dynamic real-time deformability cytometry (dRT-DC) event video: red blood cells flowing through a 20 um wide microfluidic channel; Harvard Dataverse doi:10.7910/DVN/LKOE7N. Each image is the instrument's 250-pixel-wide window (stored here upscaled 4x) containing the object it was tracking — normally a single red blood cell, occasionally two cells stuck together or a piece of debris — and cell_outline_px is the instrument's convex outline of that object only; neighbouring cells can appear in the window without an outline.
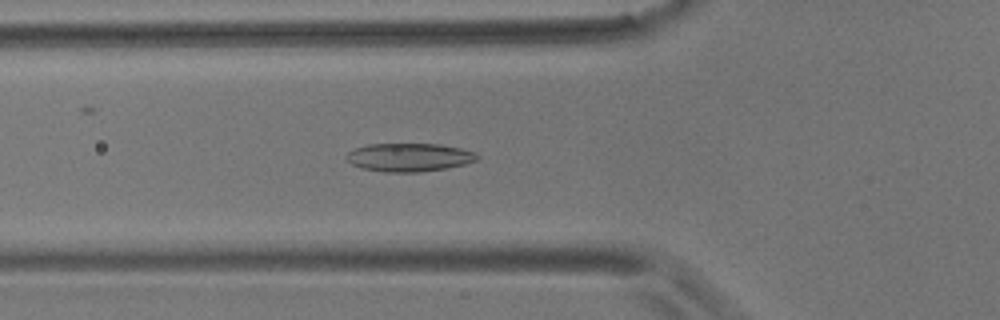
{"species": "common noctule bat (a hibernating species)", "species_latin": "Nyctalus noctula", "temperature_condition": "room temperature", "stored_images_in_passage": 51, "camera_frame_rate_fps": 3000, "um_per_image_px": 0.085, "animal": {"sex": "male", "body_mass_g": 17.9}, "frame": {"image": 1, "passage_image": 14, "time_ms": 4.333, "image_size_px": [1000, 320], "cell_outline_px": [[480, 156], [476, 160], [464, 164], [448, 168], [420, 172], [384, 172], [360, 168], [352, 164], [344, 156], [348, 152], [356, 148], [368, 144], [440, 144], [460, 148], [476, 152]], "centroid_in_image_um": [34.78, 13.37], "position_along_channel_um": 91.0, "area_um2": 21.68}}
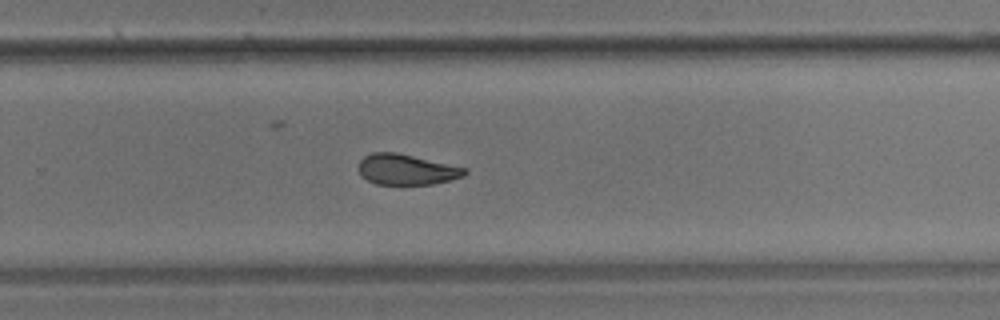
{"frame": {"image": 2, "passage_image": 31, "time_ms": 10.0, "image_size_px": [1000, 320], "cell_outline_px": [[468, 172], [464, 176], [432, 184], [376, 184], [360, 176], [360, 160], [364, 156], [372, 152], [396, 152], [468, 168]], "centroid_in_image_um": [34.56, 14.4], "position_along_channel_um": 295.2, "area_um2": 18.84}}
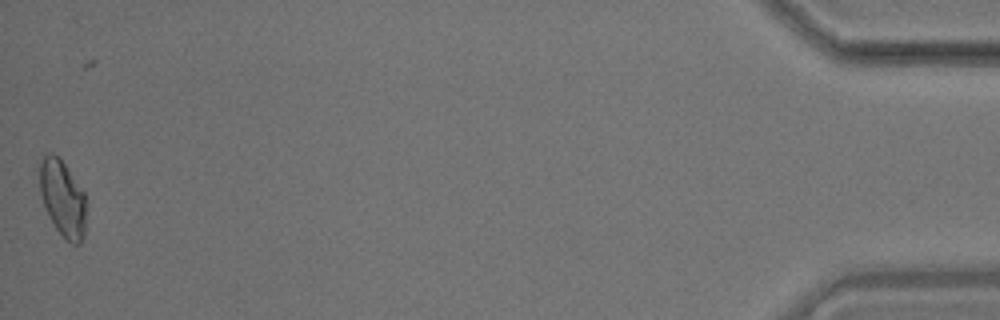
{"frame": {"image": 3, "passage_image": 50, "time_ms": 16.333, "image_size_px": [1000, 320], "cell_outline_px": [[84, 236], [80, 244], [72, 244], [64, 240], [56, 228], [44, 204], [40, 192], [40, 164], [44, 156], [48, 152], [52, 152], [64, 164], [84, 192]], "centroid_in_image_um": [5.32, 16.89], "position_along_channel_um": 429.9, "area_um2": 20.11}, "authors_computed_cell_mechanics": {"area_um2": 20.23, "velocity_mm_per_s": 3.5998, "shape_relaxation_time_tau1_ms": null, "shape_relaxation_time_tau2_ms": 3.1972, "deformation_change_tau1": null, "deformation_change_tau2": 0.0743}}